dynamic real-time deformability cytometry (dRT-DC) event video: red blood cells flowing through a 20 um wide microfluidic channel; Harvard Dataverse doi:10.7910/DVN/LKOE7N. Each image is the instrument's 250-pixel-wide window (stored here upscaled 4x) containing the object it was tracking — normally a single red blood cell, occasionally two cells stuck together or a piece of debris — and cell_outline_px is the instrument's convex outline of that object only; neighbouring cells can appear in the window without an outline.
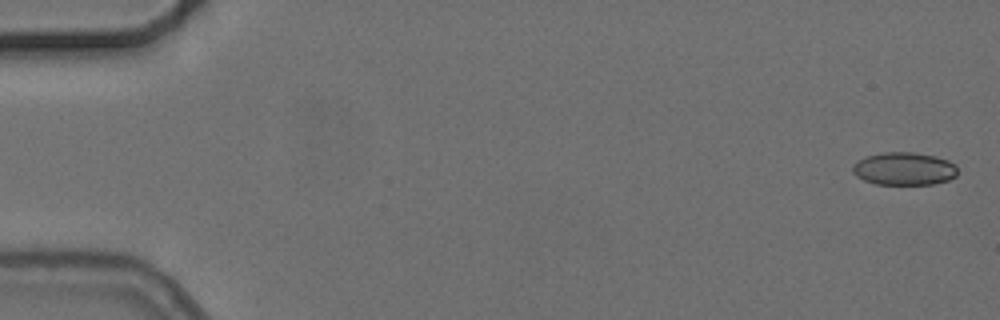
{"species": "common noctule bat (a hibernating species)", "species_latin": "Nyctalus noctula", "temperature_condition": "cold", "stored_images_in_passage": 8, "camera_frame_rate_fps": 3000, "um_per_image_px": 0.085, "animal": {"sex": "female", "body_mass_g": 24.6, "forearm_length_mm": 56.2}, "frame": {"image": 1, "passage_image": 1, "time_ms": 0.0, "image_size_px": [1000, 320], "cell_outline_px": [[956, 176], [948, 180], [932, 184], [876, 184], [864, 180], [856, 176], [852, 172], [852, 164], [864, 156], [884, 152], [912, 152], [936, 156], [948, 160], [956, 164]], "centroid_in_image_um": [76.82, 14.33], "position_along_channel_um": 8.2, "area_um2": 20.23}}
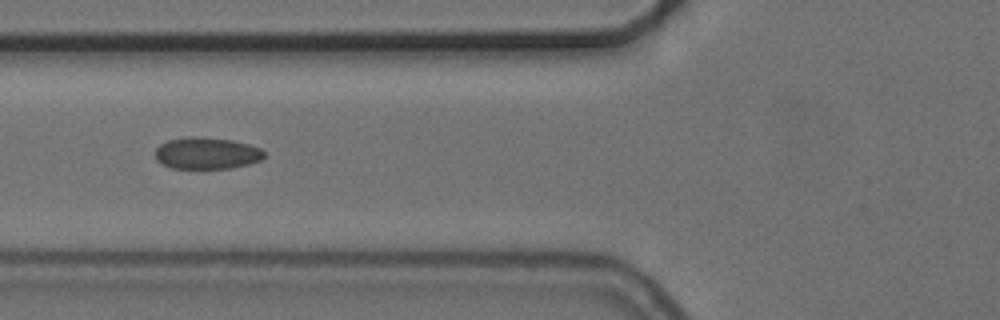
{"frame": {"image": 2, "passage_image": 6, "time_ms": 6.667, "image_size_px": [1000, 320], "cell_outline_px": [[264, 156], [260, 160], [248, 164], [232, 168], [172, 168], [156, 160], [156, 148], [160, 144], [168, 140], [188, 136], [192, 136], [232, 140], [248, 144], [260, 148], [264, 152]], "centroid_in_image_um": [17.56, 13.02], "position_along_channel_um": 108.2, "area_um2": 20.0}}
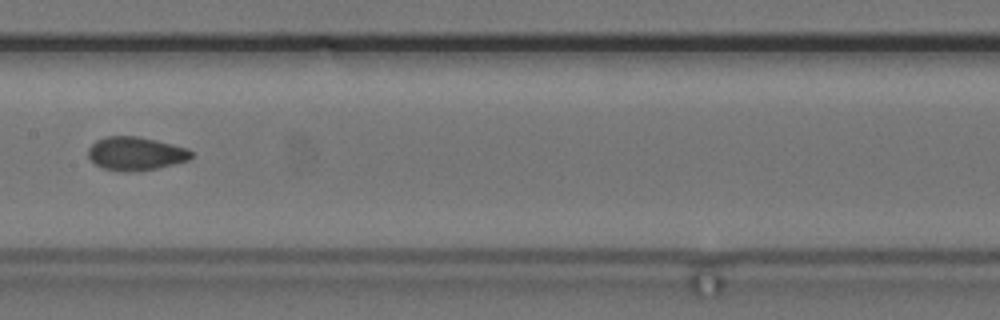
{"frame": {"image": 3, "passage_image": 8, "time_ms": 9.0, "image_size_px": [1000, 320], "cell_outline_px": [[192, 156], [188, 160], [156, 168], [136, 172], [120, 172], [104, 168], [96, 164], [88, 156], [88, 148], [96, 140], [108, 136], [136, 136], [156, 140], [188, 148], [192, 152]], "centroid_in_image_um": [11.52, 13.06], "position_along_channel_um": 195.9, "area_um2": 20.06}}